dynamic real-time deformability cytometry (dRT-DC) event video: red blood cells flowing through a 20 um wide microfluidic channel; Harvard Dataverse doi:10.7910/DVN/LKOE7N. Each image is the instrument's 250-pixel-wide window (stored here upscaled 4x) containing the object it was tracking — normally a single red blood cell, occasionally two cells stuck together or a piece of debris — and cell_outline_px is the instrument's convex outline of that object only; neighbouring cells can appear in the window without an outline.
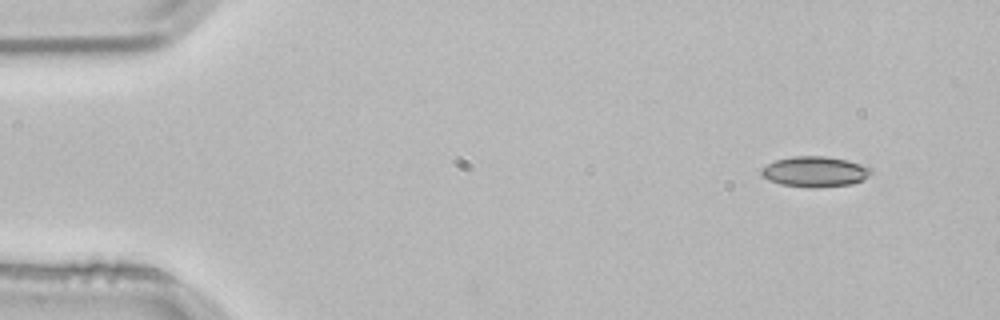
{"species": "common noctule bat (a hibernating species)", "species_latin": "Nyctalus noctula", "temperature_condition": "room temperature", "stored_images_in_passage": 4, "segment_of_instrument_passage": [1, 2], "camera_frame_rate_fps": 3000, "um_per_image_px": 0.085, "animal": {"sex": "male", "body_mass_g": 21.5, "forearm_length_mm": 52.0}, "frame": {"image": 1, "passage_image": 1, "time_ms": 0.0, "image_size_px": [1000, 320], "cell_outline_px": [[872, 172], [868, 176], [852, 184], [820, 188], [808, 188], [780, 184], [768, 180], [760, 176], [760, 168], [776, 160], [792, 156], [824, 156], [848, 160], [872, 168]], "centroid_in_image_um": [69.23, 14.6], "position_along_channel_um": 15.8, "area_um2": 19.71}}